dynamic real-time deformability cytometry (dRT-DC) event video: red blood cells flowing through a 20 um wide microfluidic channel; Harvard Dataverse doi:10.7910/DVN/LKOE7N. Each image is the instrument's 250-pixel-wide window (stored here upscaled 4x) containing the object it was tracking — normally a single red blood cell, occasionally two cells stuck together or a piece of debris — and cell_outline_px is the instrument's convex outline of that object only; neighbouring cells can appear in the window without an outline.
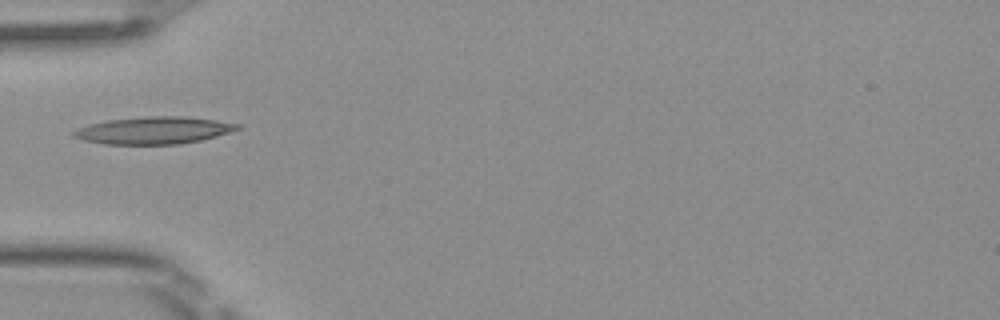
{"species": "Egyptian fruit bat (a non-hibernating species)", "species_latin": "Rousettus aegyptiacus", "temperature_condition": "room temperature", "stored_images_in_passage": 5, "camera_frame_rate_fps": 3000, "um_per_image_px": 0.085, "frame": {"image": 1, "passage_image": 3, "time_ms": 0.667, "image_size_px": [1000, 320], "cell_outline_px": [[240, 128], [216, 136], [200, 140], [180, 144], [104, 144], [84, 140], [72, 136], [72, 132], [76, 128], [108, 120], [144, 116], [184, 116], [216, 120], [240, 124]], "centroid_in_image_um": [13.05, 11.08], "position_along_channel_um": 72.0, "area_um2": 25.84}}
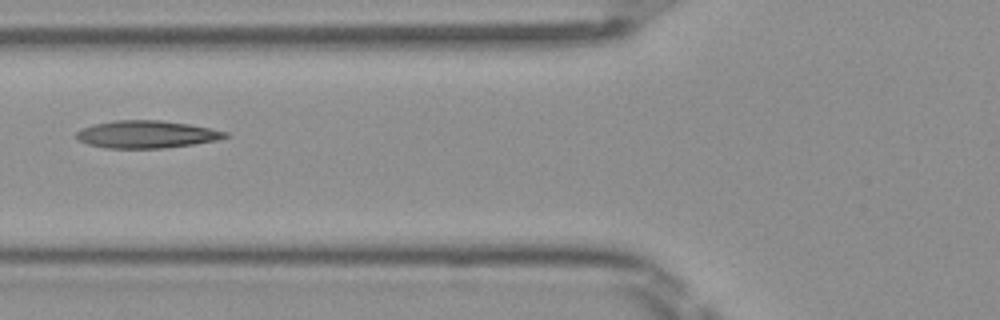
{"frame": {"image": 2, "passage_image": 4, "time_ms": 1.0, "image_size_px": [1000, 320], "cell_outline_px": [[232, 136], [216, 140], [192, 144], [164, 148], [104, 148], [88, 144], [80, 140], [76, 136], [76, 132], [84, 128], [96, 124], [116, 120], [160, 120], [188, 124], [228, 132]], "centroid_in_image_um": [12.48, 11.42], "position_along_channel_um": 113.3, "area_um2": 23.58}}
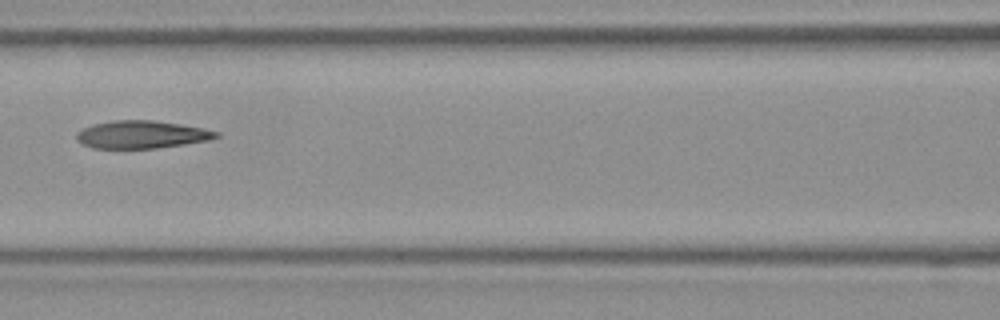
{"frame": {"image": 3, "passage_image": 5, "time_ms": 1.333, "image_size_px": [1000, 320], "cell_outline_px": [[220, 136], [208, 140], [184, 144], [156, 148], [92, 148], [80, 144], [76, 140], [76, 132], [92, 124], [112, 120], [152, 120], [180, 124], [204, 128], [220, 132]], "centroid_in_image_um": [12.01, 11.43], "position_along_channel_um": 154.6, "area_um2": 22.66}}